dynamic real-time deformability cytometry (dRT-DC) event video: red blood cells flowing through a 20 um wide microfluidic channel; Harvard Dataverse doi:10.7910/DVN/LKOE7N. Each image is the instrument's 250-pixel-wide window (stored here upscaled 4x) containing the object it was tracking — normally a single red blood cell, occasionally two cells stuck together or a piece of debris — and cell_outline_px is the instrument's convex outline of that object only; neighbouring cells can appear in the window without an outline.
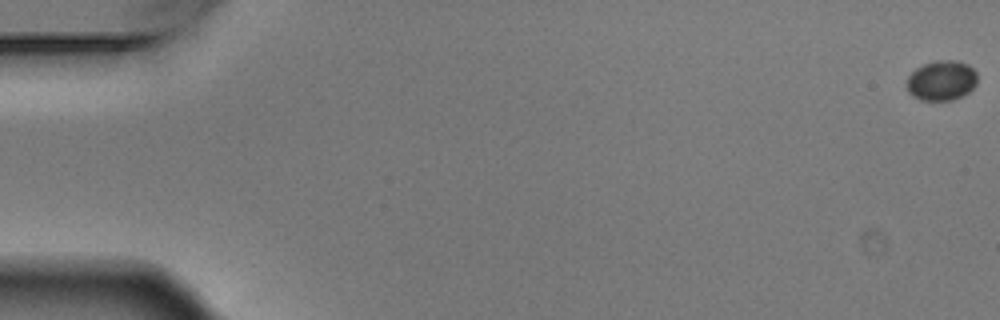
{"species": "Egyptian fruit bat (a non-hibernating species)", "species_latin": "Rousettus aegyptiacus", "temperature_condition": "warm", "stored_images_in_passage": 9, "camera_frame_rate_fps": 3000, "um_per_image_px": 0.085, "animal": {"sex": "male"}, "frame": {"image": 1, "passage_image": 1, "time_ms": 0.0, "image_size_px": [1000, 320], "cell_outline_px": [[976, 84], [968, 92], [952, 100], [920, 100], [912, 96], [908, 92], [904, 84], [908, 76], [916, 68], [924, 64], [936, 60], [956, 60], [968, 64], [976, 72]], "centroid_in_image_um": [79.98, 6.84], "position_along_channel_um": 5.0, "area_um2": 16.59}}
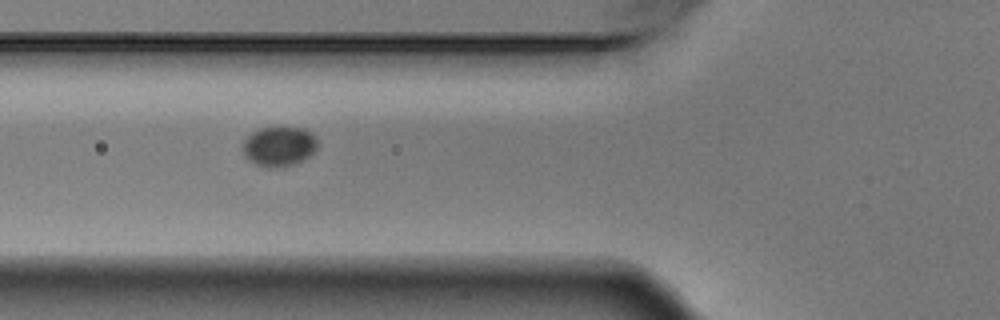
{"frame": {"image": 2, "passage_image": 7, "time_ms": 2.0, "image_size_px": [1000, 320], "cell_outline_px": [[316, 148], [308, 156], [292, 164], [272, 168], [256, 164], [244, 156], [244, 140], [252, 132], [260, 128], [276, 124], [304, 128], [312, 132], [316, 136]], "centroid_in_image_um": [23.72, 12.36], "position_along_channel_um": 102.1, "area_um2": 17.51}}
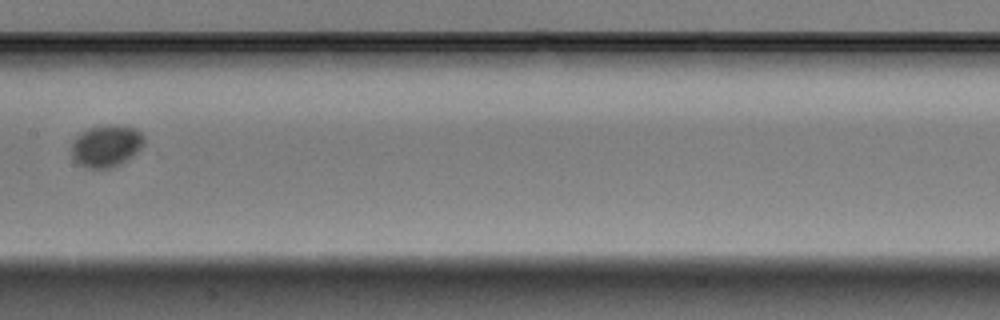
{"frame": {"image": 3, "passage_image": 9, "time_ms": 2.667, "image_size_px": [1000, 320], "cell_outline_px": [[144, 144], [132, 156], [108, 168], [84, 168], [72, 156], [72, 144], [76, 136], [80, 132], [88, 128], [112, 124], [120, 124], [136, 128], [144, 136]], "centroid_in_image_um": [9.03, 12.36], "position_along_channel_um": 198.4, "area_um2": 17.63}}